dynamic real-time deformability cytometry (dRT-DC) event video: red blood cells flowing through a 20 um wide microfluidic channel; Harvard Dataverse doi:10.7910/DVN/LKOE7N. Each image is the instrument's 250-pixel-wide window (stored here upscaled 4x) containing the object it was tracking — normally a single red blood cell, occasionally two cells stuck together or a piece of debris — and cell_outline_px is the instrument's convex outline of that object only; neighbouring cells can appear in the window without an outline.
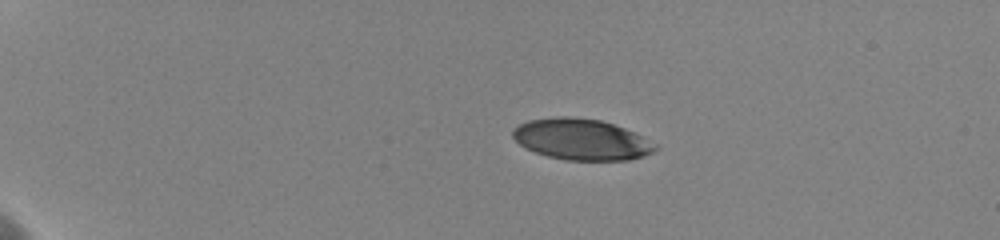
{"species": "human", "species_latin": "Homo sapiens", "temperature_condition": "cold", "stored_images_in_passage": 19, "camera_frame_rate_fps": 3000, "um_per_image_px": 0.085, "donor": {"sex": "female"}, "frame": {"image": 1, "passage_image": 9, "time_ms": 4.333, "image_size_px": [1000, 240], "cell_outline_px": [[660, 148], [644, 156], [628, 160], [564, 160], [548, 156], [536, 152], [520, 144], [512, 136], [512, 128], [528, 120], [560, 116], [568, 116], [600, 120], [624, 128], [644, 136], [656, 144]], "centroid_in_image_um": [49.45, 11.85], "position_along_channel_um": 35.6, "area_um2": 34.1}}